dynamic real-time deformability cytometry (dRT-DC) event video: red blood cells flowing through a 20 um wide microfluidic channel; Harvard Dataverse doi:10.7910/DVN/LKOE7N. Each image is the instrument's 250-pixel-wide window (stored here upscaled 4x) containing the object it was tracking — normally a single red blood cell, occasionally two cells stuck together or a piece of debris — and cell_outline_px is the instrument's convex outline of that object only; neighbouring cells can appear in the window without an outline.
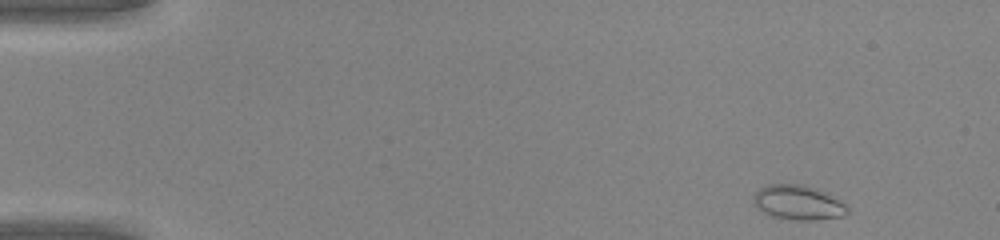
{"species": "common noctule bat (a hibernating species)", "species_latin": "Nyctalus noctula", "temperature_condition": "warm", "stored_images_in_passage": 43, "camera_frame_rate_fps": 3000, "um_per_image_px": 0.085, "animal": {"sex": "male", "body_mass_g": 20.0, "forearm_length_mm": 53.3}, "frame": {"image": 1, "passage_image": 1, "time_ms": 0.0, "image_size_px": [1000, 240], "cell_outline_px": [[848, 212], [840, 216], [812, 220], [792, 220], [772, 216], [764, 212], [752, 204], [752, 196], [760, 188], [768, 184], [804, 184], [844, 204], [848, 208]], "centroid_in_image_um": [67.73, 17.22], "position_along_channel_um": 17.3, "area_um2": 18.44}}
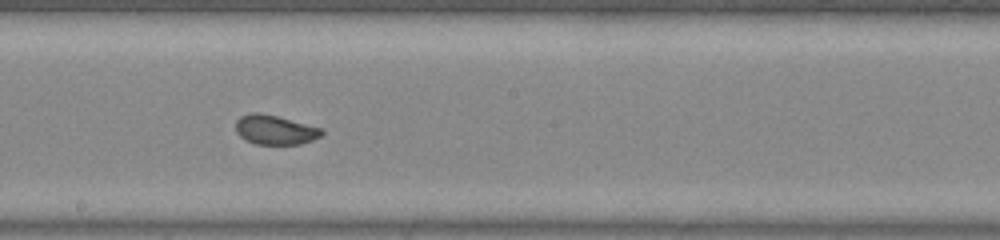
{"frame": {"image": 2, "passage_image": 23, "time_ms": 7.333, "image_size_px": [1000, 240], "cell_outline_px": [[324, 132], [320, 136], [312, 140], [300, 144], [256, 144], [240, 136], [236, 132], [236, 120], [240, 116], [252, 112], [260, 112], [324, 128]], "centroid_in_image_um": [23.39, 11.02], "position_along_channel_um": 224.8, "area_um2": 14.74}}
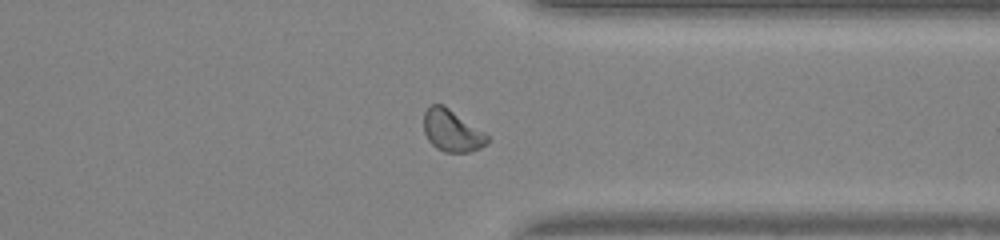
{"frame": {"image": 3, "passage_image": 33, "time_ms": 10.667, "image_size_px": [1000, 240], "cell_outline_px": [[488, 144], [472, 152], [444, 152], [436, 148], [428, 140], [424, 132], [424, 112], [432, 104], [444, 104], [484, 132], [488, 136]], "centroid_in_image_um": [38.41, 11.12], "position_along_channel_um": 373.0, "area_um2": 15.55}}